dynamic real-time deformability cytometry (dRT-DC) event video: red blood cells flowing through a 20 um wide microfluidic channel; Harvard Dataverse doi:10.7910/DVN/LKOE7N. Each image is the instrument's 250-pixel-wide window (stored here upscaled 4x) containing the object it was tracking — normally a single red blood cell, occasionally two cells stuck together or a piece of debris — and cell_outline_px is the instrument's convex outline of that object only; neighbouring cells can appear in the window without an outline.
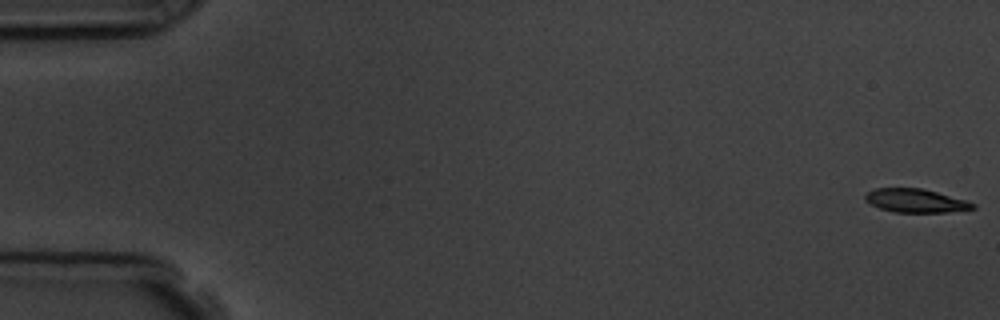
{"species": "common noctule bat (a hibernating species)", "species_latin": "Nyctalus noctula", "temperature_condition": "room temperature", "stored_images_in_passage": 12, "camera_frame_rate_fps": 3000, "um_per_image_px": 0.085, "animal": {"sex": "male", "body_mass_g": 19.5, "forearm_length_mm": 54.6}, "frame": {"image": 1, "passage_image": 1, "time_ms": 0.0, "image_size_px": [1000, 320], "cell_outline_px": [[976, 208], [948, 212], [892, 212], [880, 208], [864, 200], [864, 196], [868, 192], [876, 188], [920, 188], [968, 200], [976, 204]], "centroid_in_image_um": [77.85, 17.06], "position_along_channel_um": 7.2, "area_um2": 14.74}}
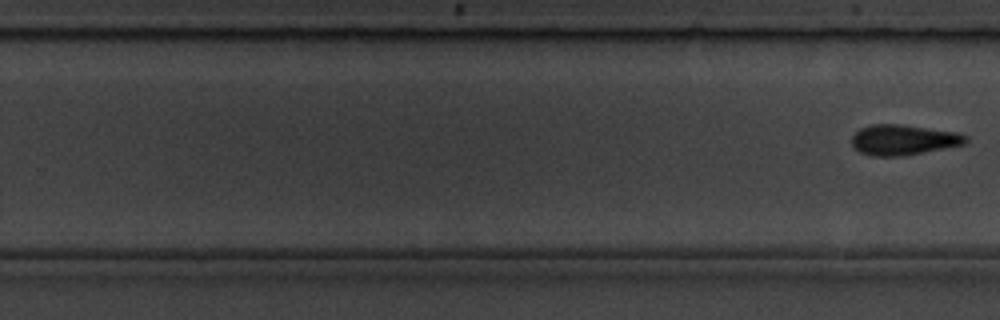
{"frame": {"image": 2, "passage_image": 12, "time_ms": 13.333, "image_size_px": [1000, 320], "cell_outline_px": [[968, 140], [964, 144], [900, 156], [872, 156], [860, 152], [852, 148], [852, 136], [860, 128], [872, 124], [900, 124], [956, 132], [968, 136]], "centroid_in_image_um": [76.74, 11.88], "position_along_channel_um": 253.1, "area_um2": 20.0}}